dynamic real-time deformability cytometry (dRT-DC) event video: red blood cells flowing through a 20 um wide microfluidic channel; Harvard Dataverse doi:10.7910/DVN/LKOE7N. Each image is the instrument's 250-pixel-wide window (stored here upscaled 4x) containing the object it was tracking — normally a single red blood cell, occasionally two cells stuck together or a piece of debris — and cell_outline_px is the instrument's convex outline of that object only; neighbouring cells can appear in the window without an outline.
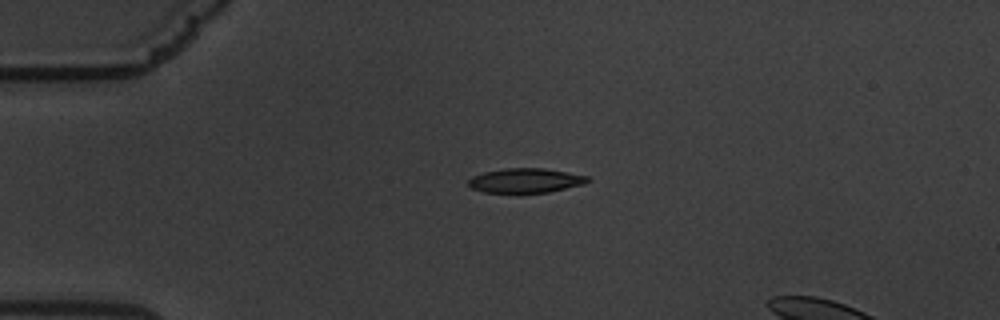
{"species": "common noctule bat (a hibernating species)", "species_latin": "Nyctalus noctula", "temperature_condition": "warm", "stored_images_in_passage": 46, "camera_frame_rate_fps": 3000, "um_per_image_px": 0.085, "animal": {"sex": "male", "body_mass_g": 19.5, "forearm_length_mm": 54.6}, "frame": {"image": 1, "passage_image": 3, "time_ms": 0.667, "image_size_px": [1000, 320], "cell_outline_px": [[592, 180], [584, 184], [548, 192], [520, 196], [484, 192], [472, 188], [468, 184], [468, 180], [472, 176], [484, 172], [508, 168], [544, 168], [588, 176]], "centroid_in_image_um": [44.65, 15.39], "position_along_channel_um": 40.4, "area_um2": 17.74}}
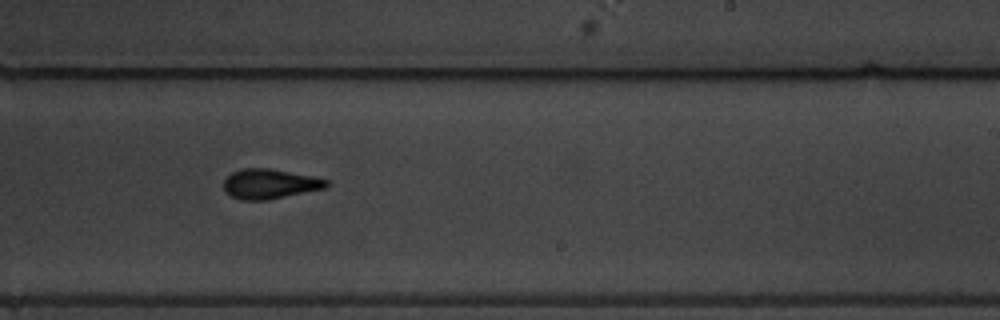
{"frame": {"image": 2, "passage_image": 26, "time_ms": 8.333, "image_size_px": [1000, 320], "cell_outline_px": [[328, 188], [268, 200], [240, 200], [224, 192], [224, 180], [232, 172], [240, 168], [272, 168], [312, 176], [328, 180]], "centroid_in_image_um": [22.93, 15.63], "position_along_channel_um": 266.1, "area_um2": 18.09}}
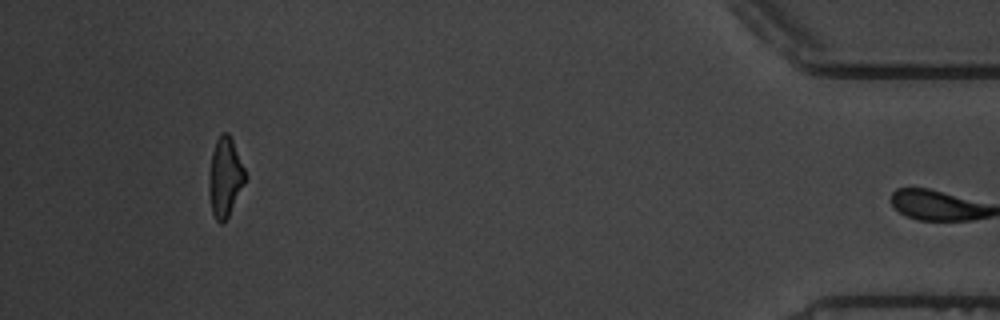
{"frame": {"image": 3, "passage_image": 45, "time_ms": 14.667, "image_size_px": [1000, 320], "cell_outline_px": [[248, 176], [224, 224], [220, 224], [216, 220], [212, 212], [208, 192], [208, 172], [212, 152], [216, 140], [220, 132], [228, 132], [232, 140]], "centroid_in_image_um": [19.11, 15.06], "position_along_channel_um": 416.1, "area_um2": 16.99}, "authors_computed_cell_mechanics": {"area_um2": 17.8602, "velocity_mm_per_s": 3.3634, "shape_relaxation_time_tau1_ms": 4.1906, "shape_relaxation_time_tau2_ms": 3.3347, "deformation_change_tau1": 0.1765, "deformation_change_tau2": 0.1048}}